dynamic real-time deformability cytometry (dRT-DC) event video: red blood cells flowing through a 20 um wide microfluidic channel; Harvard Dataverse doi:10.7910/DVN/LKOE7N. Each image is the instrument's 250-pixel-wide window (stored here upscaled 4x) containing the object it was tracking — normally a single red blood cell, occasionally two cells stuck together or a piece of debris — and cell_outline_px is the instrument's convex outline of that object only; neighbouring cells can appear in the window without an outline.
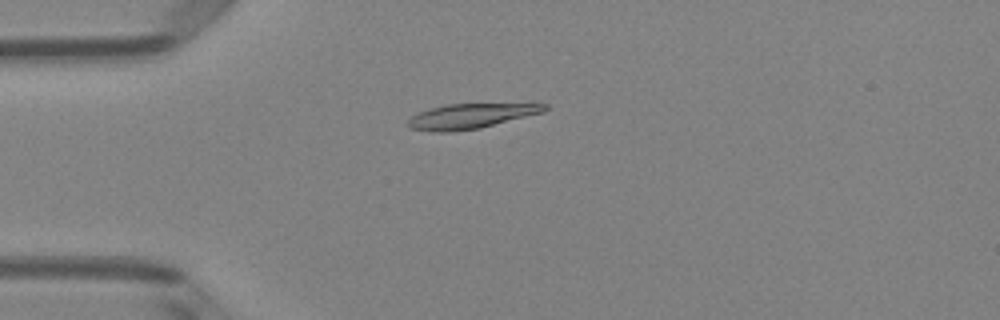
{"species": "Egyptian fruit bat (a non-hibernating species)", "species_latin": "Rousettus aegyptiacus", "temperature_condition": "room temperature", "stored_images_in_passage": 3, "camera_frame_rate_fps": 3000, "um_per_image_px": 0.085, "animal": {"sex": "female"}, "frame": {"image": 1, "passage_image": 3, "time_ms": 0.667, "image_size_px": [1000, 320], "cell_outline_px": [[548, 108], [544, 112], [480, 128], [448, 132], [432, 132], [412, 128], [408, 124], [408, 120], [412, 116], [420, 112], [432, 108], [448, 104], [548, 104]], "centroid_in_image_um": [40.03, 9.87], "position_along_channel_um": 45.0, "area_um2": 19.48}}